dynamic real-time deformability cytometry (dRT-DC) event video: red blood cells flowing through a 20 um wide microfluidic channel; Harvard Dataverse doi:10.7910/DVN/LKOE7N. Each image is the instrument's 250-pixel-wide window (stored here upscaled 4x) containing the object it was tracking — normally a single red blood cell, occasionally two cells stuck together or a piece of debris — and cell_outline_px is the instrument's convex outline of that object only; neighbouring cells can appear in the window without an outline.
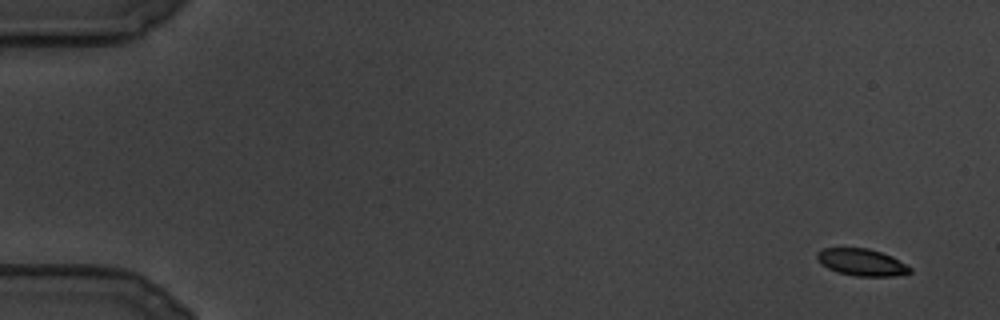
{"species": "common noctule bat (a hibernating species)", "species_latin": "Nyctalus noctula", "temperature_condition": "cold", "stored_images_in_passage": 107, "camera_frame_rate_fps": 3000, "um_per_image_px": 0.085, "animal": {"sex": "male", "body_mass_g": 19.5, "forearm_length_mm": 54.6}, "frame": {"image": 1, "passage_image": 1, "time_ms": 0.0, "image_size_px": [1000, 320], "cell_outline_px": [[912, 272], [892, 276], [856, 276], [836, 272], [820, 264], [816, 256], [816, 252], [824, 248], [868, 248], [892, 256], [912, 268]], "centroid_in_image_um": [73.22, 22.29], "position_along_channel_um": 11.8, "area_um2": 14.62}}
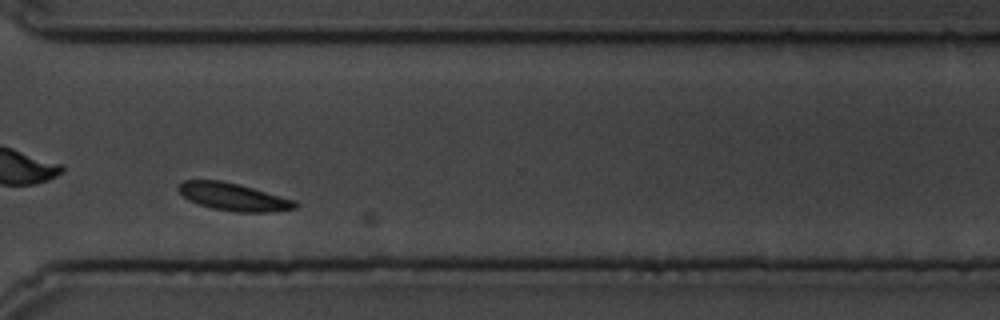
{"frame": {"image": 2, "passage_image": 82, "time_ms": 27.0, "image_size_px": [1000, 320], "cell_outline_px": [[300, 204], [296, 208], [272, 212], [236, 212], [212, 208], [188, 200], [176, 188], [184, 180], [220, 180], [240, 184], [296, 200]], "centroid_in_image_um": [19.88, 16.73], "position_along_channel_um": 350.7, "area_um2": 18.84}}